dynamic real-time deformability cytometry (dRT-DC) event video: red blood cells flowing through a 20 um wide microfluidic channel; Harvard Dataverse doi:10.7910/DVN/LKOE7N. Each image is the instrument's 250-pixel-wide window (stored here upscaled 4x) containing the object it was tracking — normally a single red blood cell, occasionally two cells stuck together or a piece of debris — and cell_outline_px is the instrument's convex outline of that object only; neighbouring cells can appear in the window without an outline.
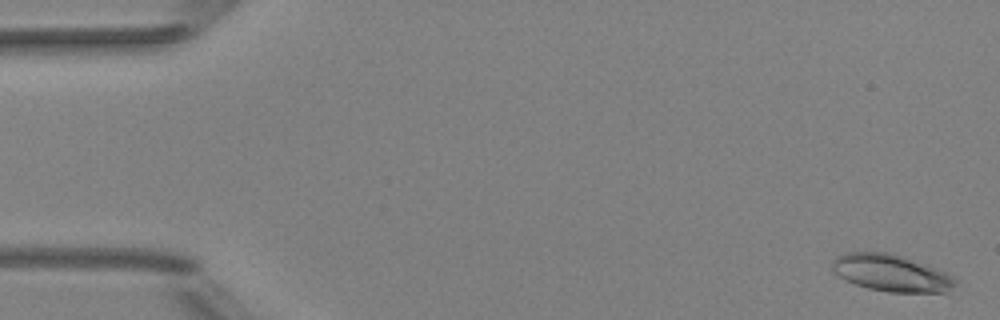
{"species": "Egyptian fruit bat (a non-hibernating species)", "species_latin": "Rousettus aegyptiacus", "temperature_condition": "room temperature", "stored_images_in_passage": 5, "camera_frame_rate_fps": 3000, "um_per_image_px": 0.085, "animal": {"sex": "female"}, "frame": {"image": 1, "passage_image": 1, "time_ms": 0.0, "image_size_px": [1000, 320], "cell_outline_px": [[960, 284], [948, 292], [888, 292], [868, 288], [856, 284], [832, 272], [832, 260], [836, 256], [848, 252], [892, 252], [928, 264], [948, 272], [960, 280]], "centroid_in_image_um": [75.85, 23.2], "position_along_channel_um": 9.1, "area_um2": 27.11}}